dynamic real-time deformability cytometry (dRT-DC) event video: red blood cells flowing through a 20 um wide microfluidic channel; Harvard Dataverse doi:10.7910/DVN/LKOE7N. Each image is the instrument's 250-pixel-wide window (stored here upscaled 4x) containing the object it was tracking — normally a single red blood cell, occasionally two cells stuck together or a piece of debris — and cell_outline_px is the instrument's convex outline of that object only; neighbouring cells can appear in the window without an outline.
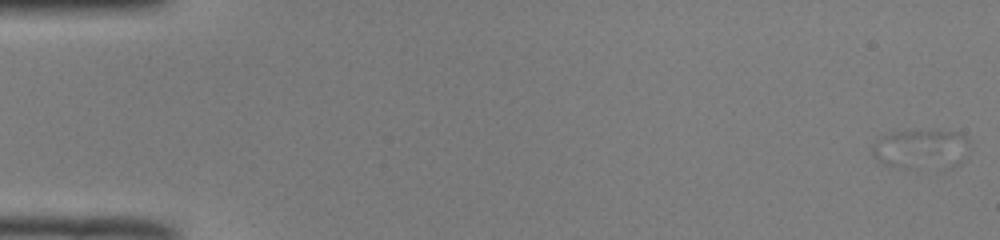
{"species": "common noctule bat (a hibernating species)", "species_latin": "Nyctalus noctula", "temperature_condition": "room temperature", "stored_images_in_passage": 55, "camera_frame_rate_fps": 3000, "um_per_image_px": 0.085, "animal": {"sex": "male", "body_mass_g": 19.0, "forearm_length_mm": 50.8}, "frame": {"image": 1, "passage_image": 1, "time_ms": 0.0, "image_size_px": [1000, 240], "cell_outline_px": [[968, 148], [904, 168], [900, 168], [884, 164], [876, 160], [872, 156], [872, 144], [880, 136], [892, 132], [960, 132], [968, 140]], "centroid_in_image_um": [77.87, 12.51], "position_along_channel_um": 7.1, "area_um2": 18.61}}
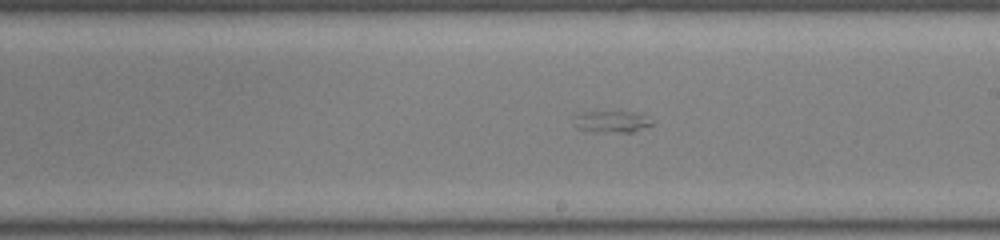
{"frame": {"image": 2, "passage_image": 32, "time_ms": 10.333, "image_size_px": [1000, 240], "cell_outline_px": [[652, 124], [632, 132], [592, 132], [576, 128], [572, 124], [572, 116], [584, 112], [640, 112], [652, 120]], "centroid_in_image_um": [51.92, 10.34], "position_along_channel_um": 237.1, "area_um2": 10.06}}
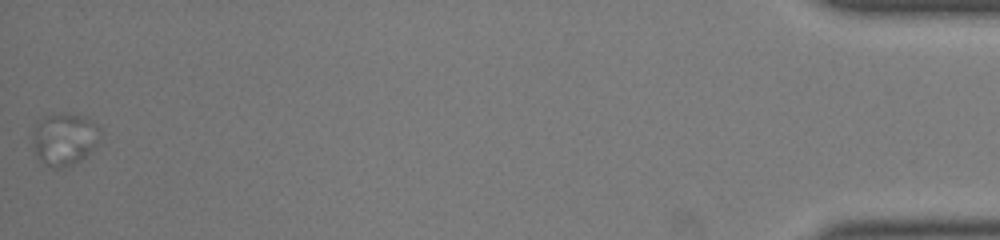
{"frame": {"image": 3, "passage_image": 55, "time_ms": 18.0, "image_size_px": [1000, 240], "cell_outline_px": [[104, 128], [96, 144], [88, 156], [72, 164], [60, 168], [52, 168], [40, 160], [36, 156], [32, 148], [32, 140], [36, 120], [40, 116], [56, 112], [68, 112], [88, 116]], "centroid_in_image_um": [5.49, 11.75], "position_along_channel_um": 429.7, "area_um2": 21.68}}